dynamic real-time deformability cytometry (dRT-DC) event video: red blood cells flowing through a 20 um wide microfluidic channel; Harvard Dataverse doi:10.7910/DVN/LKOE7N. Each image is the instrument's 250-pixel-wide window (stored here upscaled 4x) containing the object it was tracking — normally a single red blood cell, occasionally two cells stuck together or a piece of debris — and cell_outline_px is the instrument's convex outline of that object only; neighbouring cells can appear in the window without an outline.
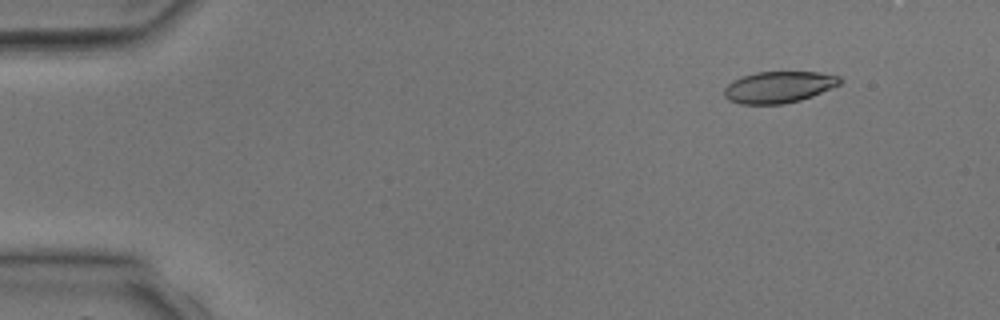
{"species": "common noctule bat (a hibernating species)", "species_latin": "Nyctalus noctula", "temperature_condition": "room temperature", "stored_images_in_passage": 4, "camera_frame_rate_fps": 3000, "um_per_image_px": 0.085, "animal": {"sex": "male", "body_mass_g": 17.9, "forearm_length_mm": 54.2}, "frame": {"image": 1, "passage_image": 2, "time_ms": 1.333, "image_size_px": [1000, 320], "cell_outline_px": [[844, 80], [840, 84], [812, 96], [800, 100], [784, 104], [740, 104], [728, 100], [724, 96], [724, 88], [732, 80], [756, 72], [820, 72], [840, 76]], "centroid_in_image_um": [66.2, 7.4], "position_along_channel_um": 18.8, "area_um2": 21.33}}
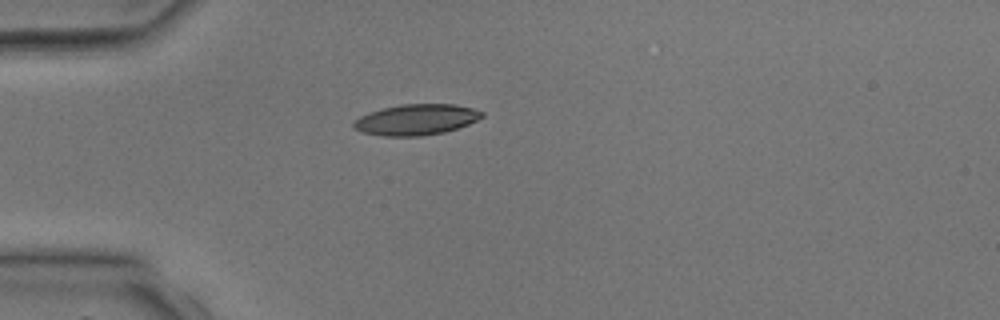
{"frame": {"image": 2, "passage_image": 4, "time_ms": 3.667, "image_size_px": [1000, 320], "cell_outline_px": [[484, 116], [468, 124], [444, 132], [420, 136], [384, 136], [360, 132], [352, 128], [352, 124], [360, 116], [368, 112], [400, 104], [456, 104], [472, 108], [484, 112]], "centroid_in_image_um": [35.35, 10.17], "position_along_channel_um": 49.6, "area_um2": 23.06}}